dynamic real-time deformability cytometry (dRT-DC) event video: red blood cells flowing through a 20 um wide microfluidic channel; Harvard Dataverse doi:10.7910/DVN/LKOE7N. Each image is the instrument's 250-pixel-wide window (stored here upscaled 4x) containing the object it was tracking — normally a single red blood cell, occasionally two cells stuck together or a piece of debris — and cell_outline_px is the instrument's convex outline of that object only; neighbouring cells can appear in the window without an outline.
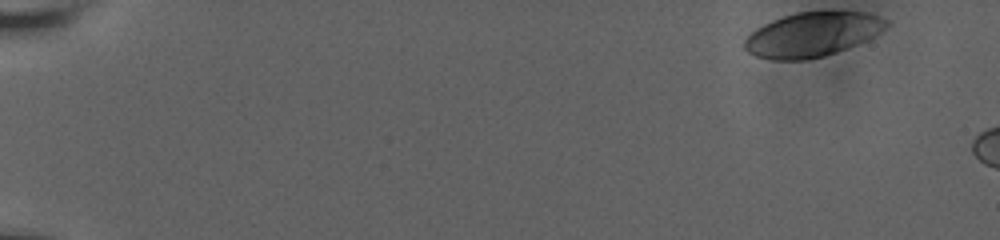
{"species": "human", "species_latin": "Homo sapiens", "temperature_condition": "room temperature", "stored_images_in_passage": 36, "camera_frame_rate_fps": 3000, "um_per_image_px": 0.085, "donor": {"sex": "male"}, "frame": {"image": 1, "passage_image": 1, "time_ms": 0.0, "image_size_px": [1000, 240], "cell_outline_px": [[888, 24], [880, 32], [856, 44], [836, 52], [824, 56], [804, 60], [772, 60], [756, 56], [748, 52], [744, 48], [744, 40], [756, 28], [772, 20], [796, 12], [868, 12], [880, 16], [888, 20]], "centroid_in_image_um": [69.02, 2.93], "position_along_channel_um": 16.0, "area_um2": 36.36}}
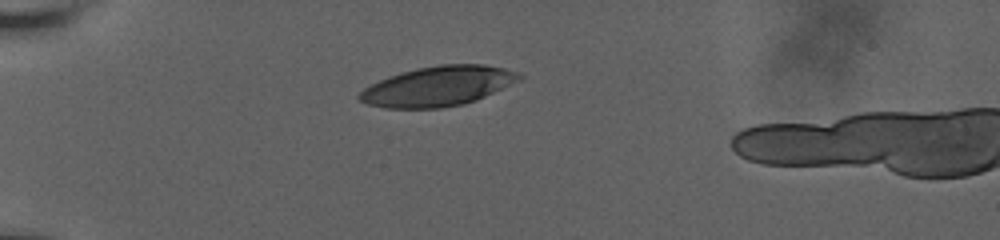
{"frame": {"image": 2, "passage_image": 29, "time_ms": 4.667, "image_size_px": [1000, 240], "cell_outline_px": [[524, 76], [520, 80], [476, 100], [464, 104], [440, 108], [384, 108], [368, 104], [360, 100], [356, 96], [364, 88], [388, 76], [416, 68], [440, 64], [484, 64], [504, 68], [520, 72]], "centroid_in_image_um": [37.24, 7.32], "position_along_channel_um": 47.8, "area_um2": 37.11}}